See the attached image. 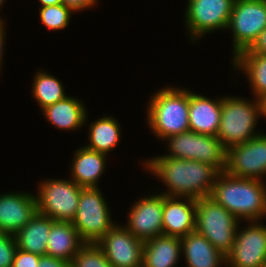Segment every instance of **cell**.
I'll use <instances>...</instances> for the list:
<instances>
[{"instance_id":"cell-15","label":"cell","mask_w":266,"mask_h":267,"mask_svg":"<svg viewBox=\"0 0 266 267\" xmlns=\"http://www.w3.org/2000/svg\"><path fill=\"white\" fill-rule=\"evenodd\" d=\"M37 212L35 194L26 191L0 194V232L15 235Z\"/></svg>"},{"instance_id":"cell-33","label":"cell","mask_w":266,"mask_h":267,"mask_svg":"<svg viewBox=\"0 0 266 267\" xmlns=\"http://www.w3.org/2000/svg\"><path fill=\"white\" fill-rule=\"evenodd\" d=\"M37 267H70V262L49 255H42Z\"/></svg>"},{"instance_id":"cell-6","label":"cell","mask_w":266,"mask_h":267,"mask_svg":"<svg viewBox=\"0 0 266 267\" xmlns=\"http://www.w3.org/2000/svg\"><path fill=\"white\" fill-rule=\"evenodd\" d=\"M106 201L99 187L82 188L71 223L85 243H97L116 224Z\"/></svg>"},{"instance_id":"cell-31","label":"cell","mask_w":266,"mask_h":267,"mask_svg":"<svg viewBox=\"0 0 266 267\" xmlns=\"http://www.w3.org/2000/svg\"><path fill=\"white\" fill-rule=\"evenodd\" d=\"M98 3V0H62L67 8H69L74 14L84 10L91 9L95 7Z\"/></svg>"},{"instance_id":"cell-25","label":"cell","mask_w":266,"mask_h":267,"mask_svg":"<svg viewBox=\"0 0 266 267\" xmlns=\"http://www.w3.org/2000/svg\"><path fill=\"white\" fill-rule=\"evenodd\" d=\"M231 63L233 70L242 71L247 76L255 99L266 93V55L238 53Z\"/></svg>"},{"instance_id":"cell-7","label":"cell","mask_w":266,"mask_h":267,"mask_svg":"<svg viewBox=\"0 0 266 267\" xmlns=\"http://www.w3.org/2000/svg\"><path fill=\"white\" fill-rule=\"evenodd\" d=\"M163 141L167 142L169 153L158 157L196 160L214 166L220 173L225 171L226 148L217 136L187 131Z\"/></svg>"},{"instance_id":"cell-18","label":"cell","mask_w":266,"mask_h":267,"mask_svg":"<svg viewBox=\"0 0 266 267\" xmlns=\"http://www.w3.org/2000/svg\"><path fill=\"white\" fill-rule=\"evenodd\" d=\"M81 99L66 96L64 99L49 105L42 111L49 124L60 130L74 131L83 128L87 123L88 111Z\"/></svg>"},{"instance_id":"cell-11","label":"cell","mask_w":266,"mask_h":267,"mask_svg":"<svg viewBox=\"0 0 266 267\" xmlns=\"http://www.w3.org/2000/svg\"><path fill=\"white\" fill-rule=\"evenodd\" d=\"M225 172L240 178L264 181L266 177V134L226 149Z\"/></svg>"},{"instance_id":"cell-27","label":"cell","mask_w":266,"mask_h":267,"mask_svg":"<svg viewBox=\"0 0 266 267\" xmlns=\"http://www.w3.org/2000/svg\"><path fill=\"white\" fill-rule=\"evenodd\" d=\"M73 12L64 4L50 5L39 8V20L52 31L64 30L70 24ZM72 15V16H71Z\"/></svg>"},{"instance_id":"cell-3","label":"cell","mask_w":266,"mask_h":267,"mask_svg":"<svg viewBox=\"0 0 266 267\" xmlns=\"http://www.w3.org/2000/svg\"><path fill=\"white\" fill-rule=\"evenodd\" d=\"M146 106V120L157 139L190 131L189 89L179 86H164L154 92Z\"/></svg>"},{"instance_id":"cell-14","label":"cell","mask_w":266,"mask_h":267,"mask_svg":"<svg viewBox=\"0 0 266 267\" xmlns=\"http://www.w3.org/2000/svg\"><path fill=\"white\" fill-rule=\"evenodd\" d=\"M163 194L146 195L134 204L128 211L127 222L124 225L135 237L145 242L163 235Z\"/></svg>"},{"instance_id":"cell-4","label":"cell","mask_w":266,"mask_h":267,"mask_svg":"<svg viewBox=\"0 0 266 267\" xmlns=\"http://www.w3.org/2000/svg\"><path fill=\"white\" fill-rule=\"evenodd\" d=\"M253 100L239 96L221 97L220 126L216 136L226 149L261 134L256 131L261 117L260 106L258 99Z\"/></svg>"},{"instance_id":"cell-29","label":"cell","mask_w":266,"mask_h":267,"mask_svg":"<svg viewBox=\"0 0 266 267\" xmlns=\"http://www.w3.org/2000/svg\"><path fill=\"white\" fill-rule=\"evenodd\" d=\"M17 249L14 235L0 232V267H12Z\"/></svg>"},{"instance_id":"cell-36","label":"cell","mask_w":266,"mask_h":267,"mask_svg":"<svg viewBox=\"0 0 266 267\" xmlns=\"http://www.w3.org/2000/svg\"><path fill=\"white\" fill-rule=\"evenodd\" d=\"M40 7L62 4V0H38Z\"/></svg>"},{"instance_id":"cell-24","label":"cell","mask_w":266,"mask_h":267,"mask_svg":"<svg viewBox=\"0 0 266 267\" xmlns=\"http://www.w3.org/2000/svg\"><path fill=\"white\" fill-rule=\"evenodd\" d=\"M88 141L84 147L108 155L121 141L120 123L112 116H102L88 124Z\"/></svg>"},{"instance_id":"cell-9","label":"cell","mask_w":266,"mask_h":267,"mask_svg":"<svg viewBox=\"0 0 266 267\" xmlns=\"http://www.w3.org/2000/svg\"><path fill=\"white\" fill-rule=\"evenodd\" d=\"M184 23L194 43L216 30H226L235 0H187ZM190 34V35H189ZM196 42H195V41Z\"/></svg>"},{"instance_id":"cell-30","label":"cell","mask_w":266,"mask_h":267,"mask_svg":"<svg viewBox=\"0 0 266 267\" xmlns=\"http://www.w3.org/2000/svg\"><path fill=\"white\" fill-rule=\"evenodd\" d=\"M40 255L17 249L12 267H37Z\"/></svg>"},{"instance_id":"cell-34","label":"cell","mask_w":266,"mask_h":267,"mask_svg":"<svg viewBox=\"0 0 266 267\" xmlns=\"http://www.w3.org/2000/svg\"><path fill=\"white\" fill-rule=\"evenodd\" d=\"M6 24H7V22H6V20H4V19H0V72H1V70H2V64H4L3 63V56H4V49H5V37H6V32H5V30H6Z\"/></svg>"},{"instance_id":"cell-5","label":"cell","mask_w":266,"mask_h":267,"mask_svg":"<svg viewBox=\"0 0 266 267\" xmlns=\"http://www.w3.org/2000/svg\"><path fill=\"white\" fill-rule=\"evenodd\" d=\"M241 222L210 196L196 200V228L221 254L234 245Z\"/></svg>"},{"instance_id":"cell-17","label":"cell","mask_w":266,"mask_h":267,"mask_svg":"<svg viewBox=\"0 0 266 267\" xmlns=\"http://www.w3.org/2000/svg\"><path fill=\"white\" fill-rule=\"evenodd\" d=\"M221 97L207 98L189 90V125L190 131L216 136L220 126Z\"/></svg>"},{"instance_id":"cell-19","label":"cell","mask_w":266,"mask_h":267,"mask_svg":"<svg viewBox=\"0 0 266 267\" xmlns=\"http://www.w3.org/2000/svg\"><path fill=\"white\" fill-rule=\"evenodd\" d=\"M71 179L80 187H99L100 176L105 173L107 155L80 147L74 151Z\"/></svg>"},{"instance_id":"cell-37","label":"cell","mask_w":266,"mask_h":267,"mask_svg":"<svg viewBox=\"0 0 266 267\" xmlns=\"http://www.w3.org/2000/svg\"><path fill=\"white\" fill-rule=\"evenodd\" d=\"M5 1L6 0H0V11L2 10L1 8L4 5ZM0 19H4V18H2L1 15H0Z\"/></svg>"},{"instance_id":"cell-10","label":"cell","mask_w":266,"mask_h":267,"mask_svg":"<svg viewBox=\"0 0 266 267\" xmlns=\"http://www.w3.org/2000/svg\"><path fill=\"white\" fill-rule=\"evenodd\" d=\"M266 28V0H235L227 31L231 30L232 58L248 49Z\"/></svg>"},{"instance_id":"cell-8","label":"cell","mask_w":266,"mask_h":267,"mask_svg":"<svg viewBox=\"0 0 266 267\" xmlns=\"http://www.w3.org/2000/svg\"><path fill=\"white\" fill-rule=\"evenodd\" d=\"M36 196L39 214L54 221H72L83 187L72 179H44L39 182Z\"/></svg>"},{"instance_id":"cell-35","label":"cell","mask_w":266,"mask_h":267,"mask_svg":"<svg viewBox=\"0 0 266 267\" xmlns=\"http://www.w3.org/2000/svg\"><path fill=\"white\" fill-rule=\"evenodd\" d=\"M258 102L260 106L261 117L266 118V93L258 98Z\"/></svg>"},{"instance_id":"cell-28","label":"cell","mask_w":266,"mask_h":267,"mask_svg":"<svg viewBox=\"0 0 266 267\" xmlns=\"http://www.w3.org/2000/svg\"><path fill=\"white\" fill-rule=\"evenodd\" d=\"M70 267H112L96 243H85L77 252Z\"/></svg>"},{"instance_id":"cell-2","label":"cell","mask_w":266,"mask_h":267,"mask_svg":"<svg viewBox=\"0 0 266 267\" xmlns=\"http://www.w3.org/2000/svg\"><path fill=\"white\" fill-rule=\"evenodd\" d=\"M265 183L266 181L240 178L223 171L218 175L210 197L240 222L261 221L266 219Z\"/></svg>"},{"instance_id":"cell-26","label":"cell","mask_w":266,"mask_h":267,"mask_svg":"<svg viewBox=\"0 0 266 267\" xmlns=\"http://www.w3.org/2000/svg\"><path fill=\"white\" fill-rule=\"evenodd\" d=\"M35 73L31 96L36 100L35 102H37L41 110L68 96L61 80L43 69Z\"/></svg>"},{"instance_id":"cell-1","label":"cell","mask_w":266,"mask_h":267,"mask_svg":"<svg viewBox=\"0 0 266 267\" xmlns=\"http://www.w3.org/2000/svg\"><path fill=\"white\" fill-rule=\"evenodd\" d=\"M142 167L164 183L162 185L166 189L161 194L195 200L211 195L220 174L214 166L196 160L170 157L147 158Z\"/></svg>"},{"instance_id":"cell-22","label":"cell","mask_w":266,"mask_h":267,"mask_svg":"<svg viewBox=\"0 0 266 267\" xmlns=\"http://www.w3.org/2000/svg\"><path fill=\"white\" fill-rule=\"evenodd\" d=\"M84 244L71 221H55L49 231L47 255L71 262Z\"/></svg>"},{"instance_id":"cell-13","label":"cell","mask_w":266,"mask_h":267,"mask_svg":"<svg viewBox=\"0 0 266 267\" xmlns=\"http://www.w3.org/2000/svg\"><path fill=\"white\" fill-rule=\"evenodd\" d=\"M112 267H142L144 242L115 224L97 243Z\"/></svg>"},{"instance_id":"cell-32","label":"cell","mask_w":266,"mask_h":267,"mask_svg":"<svg viewBox=\"0 0 266 267\" xmlns=\"http://www.w3.org/2000/svg\"><path fill=\"white\" fill-rule=\"evenodd\" d=\"M239 53H255L266 55V28L261 31L258 38L252 43V45Z\"/></svg>"},{"instance_id":"cell-23","label":"cell","mask_w":266,"mask_h":267,"mask_svg":"<svg viewBox=\"0 0 266 267\" xmlns=\"http://www.w3.org/2000/svg\"><path fill=\"white\" fill-rule=\"evenodd\" d=\"M55 221L39 214L35 216L15 235L17 248L26 252L47 255L49 231Z\"/></svg>"},{"instance_id":"cell-20","label":"cell","mask_w":266,"mask_h":267,"mask_svg":"<svg viewBox=\"0 0 266 267\" xmlns=\"http://www.w3.org/2000/svg\"><path fill=\"white\" fill-rule=\"evenodd\" d=\"M181 240L186 267H226V258L196 230Z\"/></svg>"},{"instance_id":"cell-12","label":"cell","mask_w":266,"mask_h":267,"mask_svg":"<svg viewBox=\"0 0 266 267\" xmlns=\"http://www.w3.org/2000/svg\"><path fill=\"white\" fill-rule=\"evenodd\" d=\"M239 225L230 252L225 256L226 267H266V225L250 221Z\"/></svg>"},{"instance_id":"cell-21","label":"cell","mask_w":266,"mask_h":267,"mask_svg":"<svg viewBox=\"0 0 266 267\" xmlns=\"http://www.w3.org/2000/svg\"><path fill=\"white\" fill-rule=\"evenodd\" d=\"M180 256V238L163 234L144 242L142 267H176Z\"/></svg>"},{"instance_id":"cell-16","label":"cell","mask_w":266,"mask_h":267,"mask_svg":"<svg viewBox=\"0 0 266 267\" xmlns=\"http://www.w3.org/2000/svg\"><path fill=\"white\" fill-rule=\"evenodd\" d=\"M163 234L183 238L196 228V200L163 195Z\"/></svg>"}]
</instances>
